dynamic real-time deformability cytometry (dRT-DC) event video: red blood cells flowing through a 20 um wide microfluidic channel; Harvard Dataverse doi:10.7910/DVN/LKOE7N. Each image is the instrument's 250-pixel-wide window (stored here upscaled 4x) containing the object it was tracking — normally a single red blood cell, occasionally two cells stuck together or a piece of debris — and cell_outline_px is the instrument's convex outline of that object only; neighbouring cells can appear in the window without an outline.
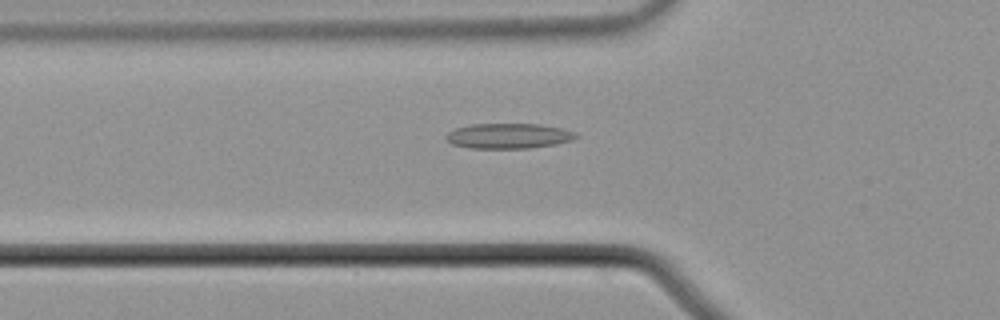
{"species": "common noctule bat (a hibernating species)", "species_latin": "Nyctalus noctula", "temperature_condition": "cold", "stored_images_in_passage": 47, "camera_frame_rate_fps": 3000, "um_per_image_px": 0.085, "animal": {"sex": "male", "body_mass_g": 21.5, "forearm_length_mm": 52.0}, "frame": {"image": 1, "passage_image": 11, "time_ms": 3.333, "image_size_px": [1000, 320], "cell_outline_px": [[580, 136], [572, 140], [556, 144], [528, 148], [472, 148], [452, 144], [444, 136], [448, 132], [456, 128], [472, 124], [540, 124], [560, 128], [576, 132]], "centroid_in_image_um": [43.25, 11.55], "position_along_channel_um": 82.6, "area_um2": 19.02}}
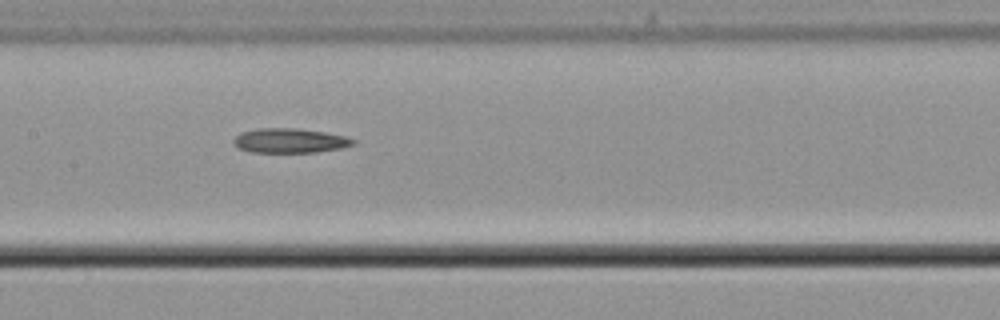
{"frame": {"image": 2, "passage_image": 19, "time_ms": 6.0, "image_size_px": [1000, 320], "cell_outline_px": [[356, 144], [340, 148], [316, 152], [252, 152], [240, 148], [232, 140], [240, 132], [256, 128], [296, 128], [324, 132], [348, 136], [356, 140]], "centroid_in_image_um": [24.67, 11.94], "position_along_channel_um": 182.7, "area_um2": 17.11}}
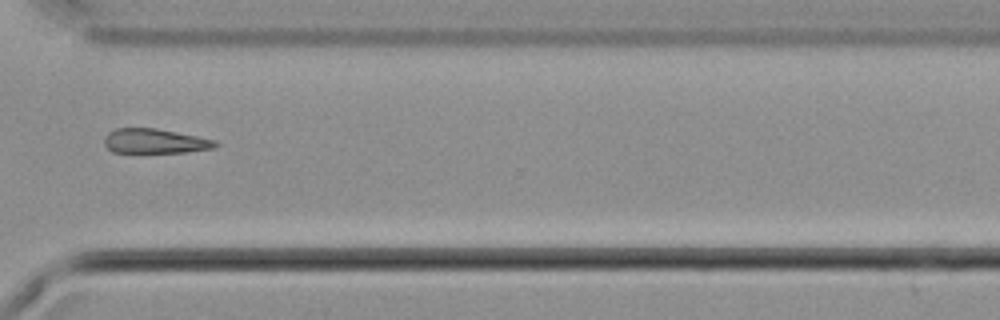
{"frame": {"image": 3, "passage_image": 33, "time_ms": 10.667, "image_size_px": [1000, 320], "cell_outline_px": [[220, 144], [216, 148], [184, 152], [112, 152], [104, 144], [104, 136], [108, 132], [116, 128], [156, 128], [216, 140]], "centroid_in_image_um": [13.17, 11.99], "position_along_channel_um": 357.4, "area_um2": 15.95}}